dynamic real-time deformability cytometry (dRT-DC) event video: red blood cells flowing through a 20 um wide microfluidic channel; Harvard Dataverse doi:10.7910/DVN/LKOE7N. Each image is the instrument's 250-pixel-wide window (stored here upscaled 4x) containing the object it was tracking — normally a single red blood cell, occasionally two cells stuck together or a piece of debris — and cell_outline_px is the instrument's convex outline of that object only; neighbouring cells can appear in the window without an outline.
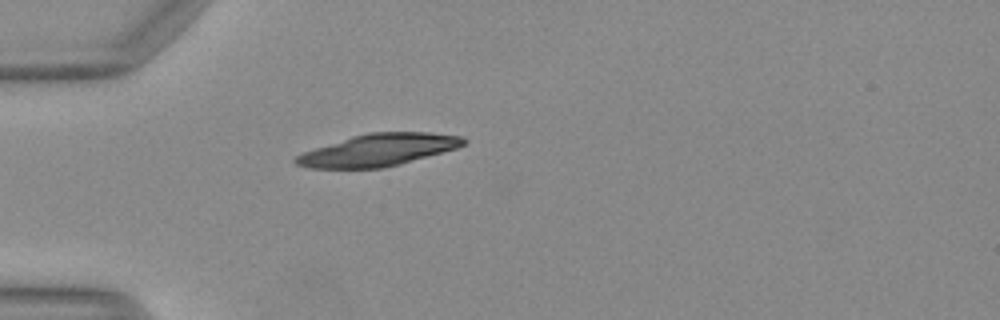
{"species": "Egyptian fruit bat (a non-hibernating species)", "species_latin": "Rousettus aegyptiacus", "temperature_condition": "warm", "stored_images_in_passage": 31, "camera_frame_rate_fps": 3000, "um_per_image_px": 0.085, "animal": {"sex": "female"}, "frame": {"image": 1, "passage_image": 1, "time_ms": 0.0, "image_size_px": [1000, 320], "cell_outline_px": [[468, 140], [464, 144], [456, 148], [384, 168], [308, 168], [296, 164], [292, 160], [296, 156], [304, 152], [352, 136], [368, 132], [432, 132], [464, 136]], "centroid_in_image_um": [32.17, 12.74], "position_along_channel_um": 52.8, "area_um2": 31.15}}
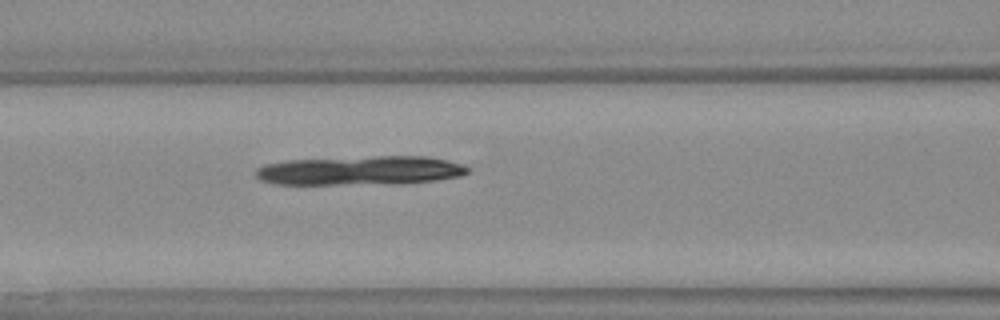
{"frame": {"image": 2, "passage_image": 8, "time_ms": 2.333, "image_size_px": [1000, 320], "cell_outline_px": [[468, 172], [460, 176], [436, 180], [336, 184], [276, 184], [260, 180], [256, 176], [256, 168], [264, 164], [288, 160], [376, 156], [428, 156], [448, 160], [460, 164], [468, 168]], "centroid_in_image_um": [30.55, 14.47], "position_along_channel_um": 136.1, "area_um2": 35.14}}
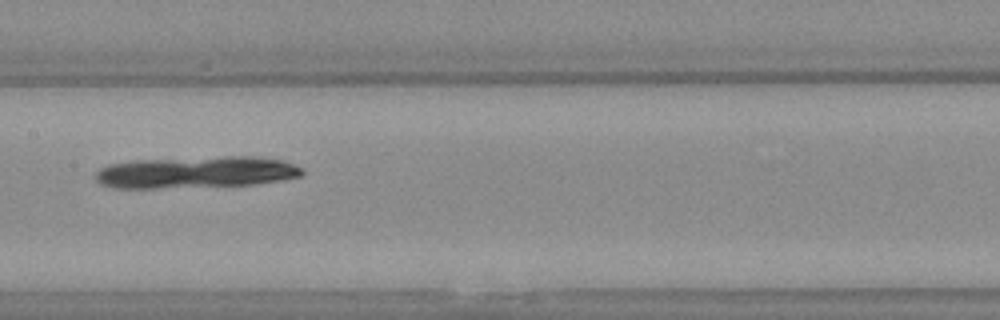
{"frame": {"image": 3, "passage_image": 12, "time_ms": 3.667, "image_size_px": [1000, 320], "cell_outline_px": [[304, 176], [256, 184], [160, 188], [116, 188], [100, 184], [96, 180], [96, 172], [100, 168], [108, 164], [136, 160], [228, 156], [256, 156], [284, 160], [304, 168]], "centroid_in_image_um": [16.71, 14.63], "position_along_channel_um": 190.7, "area_um2": 38.44}}